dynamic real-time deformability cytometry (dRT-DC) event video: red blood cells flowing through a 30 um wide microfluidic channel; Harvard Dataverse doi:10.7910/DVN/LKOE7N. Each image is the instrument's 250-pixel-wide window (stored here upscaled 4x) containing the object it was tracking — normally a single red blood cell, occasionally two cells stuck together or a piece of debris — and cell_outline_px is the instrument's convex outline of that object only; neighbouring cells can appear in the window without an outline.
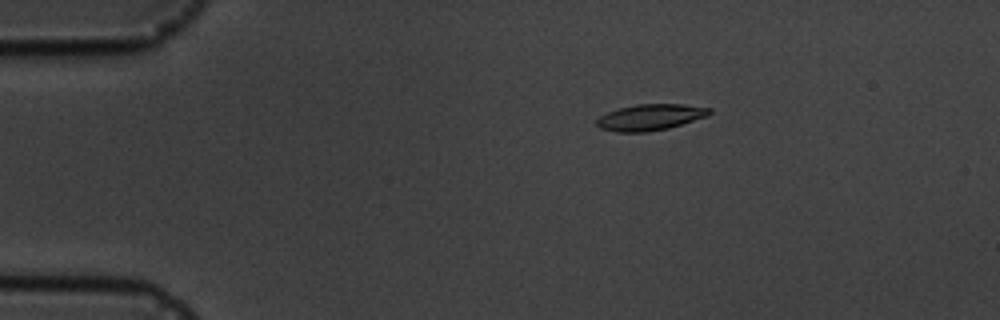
{"species": "common noctule bat (a hibernating species)", "species_latin": "Nyctalus noctula", "temperature_condition": "cold", "stored_images_in_passage": 11, "camera_frame_rate_fps": 3000, "um_per_image_px": 0.085, "animal": {"sex": "male", "body_mass_g": 19.5, "forearm_length_mm": 54.6}, "frame": {"image": 1, "passage_image": 1, "time_ms": 0.0, "image_size_px": [1000, 320], "cell_outline_px": [[712, 112], [708, 116], [668, 128], [644, 132], [616, 132], [600, 128], [596, 124], [596, 120], [600, 116], [608, 112], [620, 108], [636, 104], [684, 104], [712, 108]], "centroid_in_image_um": [55.29, 9.96], "position_along_channel_um": 29.7, "area_um2": 17.17}}
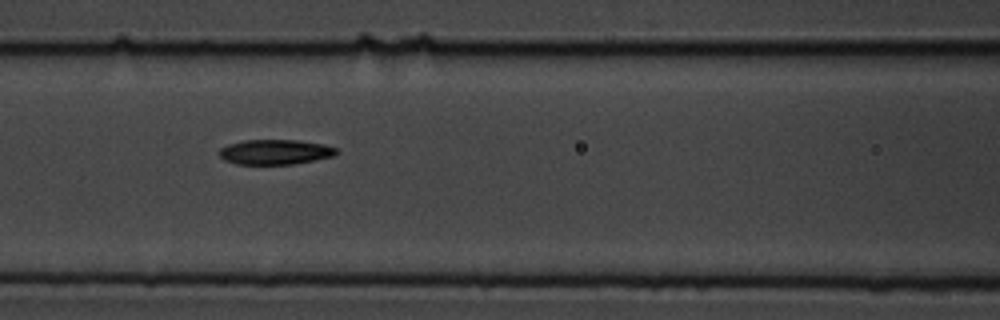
{"frame": {"image": 2, "passage_image": 5, "time_ms": 4.667, "image_size_px": [1000, 320], "cell_outline_px": [[340, 152], [332, 156], [292, 164], [236, 164], [224, 160], [220, 156], [220, 148], [228, 144], [244, 140], [300, 140], [324, 144], [336, 148]], "centroid_in_image_um": [23.38, 12.91], "position_along_channel_um": 143.2, "area_um2": 16.99}}
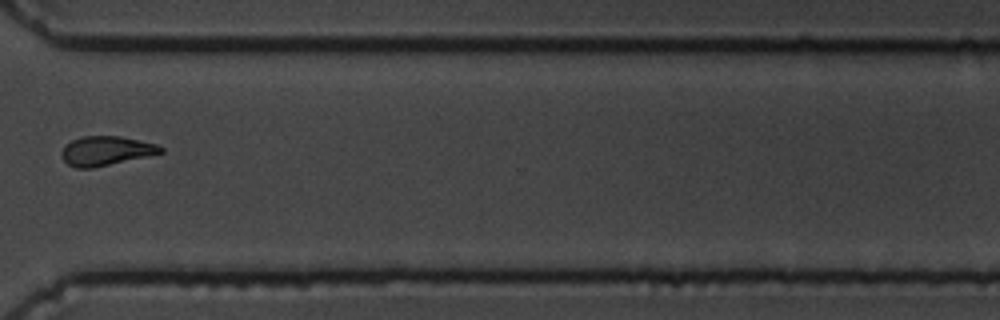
{"frame": {"image": 3, "passage_image": 10, "time_ms": 10.667, "image_size_px": [1000, 320], "cell_outline_px": [[164, 152], [148, 156], [92, 168], [76, 168], [68, 164], [60, 156], [60, 152], [64, 144], [72, 140], [84, 136], [120, 136], [156, 144], [164, 148]], "centroid_in_image_um": [8.97, 12.82], "position_along_channel_um": 361.6, "area_um2": 16.94}, "authors_computed_cell_mechanics": {"area_um2": 17.1666, "velocity_mm_per_s": 3.6532, "shape_relaxation_time_tau1_ms": 2.4246, "shape_relaxation_time_tau2_ms": 4.2651, "deformation_change_tau1": 0.1032, "deformation_change_tau2": 0.0862}}